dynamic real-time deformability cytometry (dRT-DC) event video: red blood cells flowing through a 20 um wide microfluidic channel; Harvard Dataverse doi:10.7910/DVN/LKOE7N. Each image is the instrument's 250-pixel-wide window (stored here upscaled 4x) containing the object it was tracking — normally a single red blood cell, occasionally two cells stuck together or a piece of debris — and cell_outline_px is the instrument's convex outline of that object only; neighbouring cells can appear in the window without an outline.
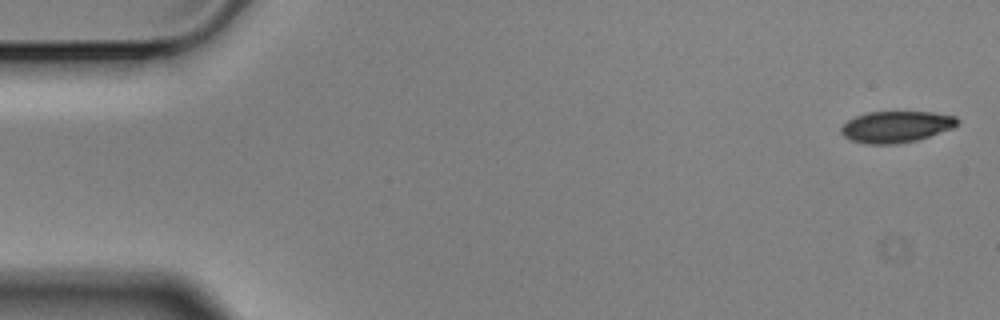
{"species": "Egyptian fruit bat (a non-hibernating species)", "species_latin": "Rousettus aegyptiacus", "temperature_condition": "cold", "stored_images_in_passage": 5, "segment_of_instrument_passage": [2, 2], "camera_frame_rate_fps": 3000, "um_per_image_px": 0.085, "animal": {"sex": "male"}, "frame": {"image": 1, "passage_image": 5, "time_ms": 1.333, "image_size_px": [1000, 320], "cell_outline_px": [[960, 120], [952, 128], [916, 140], [896, 144], [864, 144], [852, 140], [844, 136], [840, 132], [840, 128], [848, 120], [856, 116], [868, 112], [932, 112], [956, 116]], "centroid_in_image_um": [76.15, 10.77], "position_along_channel_um": 8.8, "area_um2": 21.15}}